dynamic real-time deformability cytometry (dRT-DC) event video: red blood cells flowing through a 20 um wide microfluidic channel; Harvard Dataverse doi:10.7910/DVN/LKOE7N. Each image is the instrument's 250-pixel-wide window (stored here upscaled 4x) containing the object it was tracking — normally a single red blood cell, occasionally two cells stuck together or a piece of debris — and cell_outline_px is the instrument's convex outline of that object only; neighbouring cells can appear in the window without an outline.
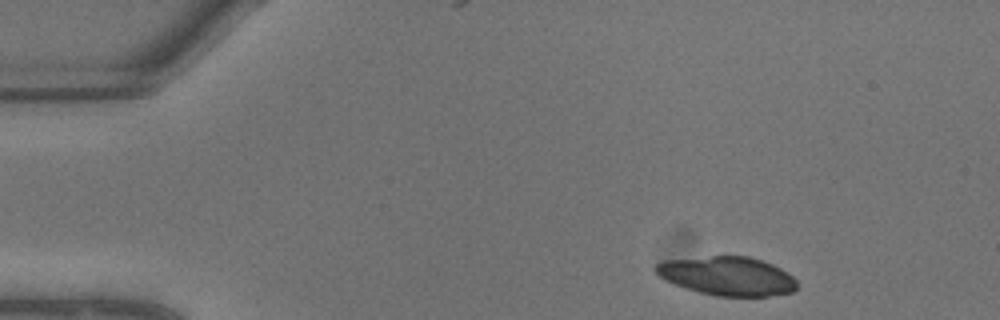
{"species": "common noctule bat (a hibernating species)", "species_latin": "Nyctalus noctula", "temperature_condition": "warm", "stored_images_in_passage": 6, "camera_frame_rate_fps": 3000, "um_per_image_px": 0.085, "animal": {"sex": "male", "body_mass_g": 13.3}, "frame": {"image": 1, "passage_image": 1, "time_ms": 0.0, "image_size_px": [1000, 320], "cell_outline_px": [[796, 288], [792, 292], [768, 296], [716, 296], [684, 288], [664, 280], [652, 268], [656, 264], [664, 260], [712, 256], [748, 256], [772, 264], [788, 272], [796, 280]], "centroid_in_image_um": [61.8, 23.46], "position_along_channel_um": 23.2, "area_um2": 31.96}}